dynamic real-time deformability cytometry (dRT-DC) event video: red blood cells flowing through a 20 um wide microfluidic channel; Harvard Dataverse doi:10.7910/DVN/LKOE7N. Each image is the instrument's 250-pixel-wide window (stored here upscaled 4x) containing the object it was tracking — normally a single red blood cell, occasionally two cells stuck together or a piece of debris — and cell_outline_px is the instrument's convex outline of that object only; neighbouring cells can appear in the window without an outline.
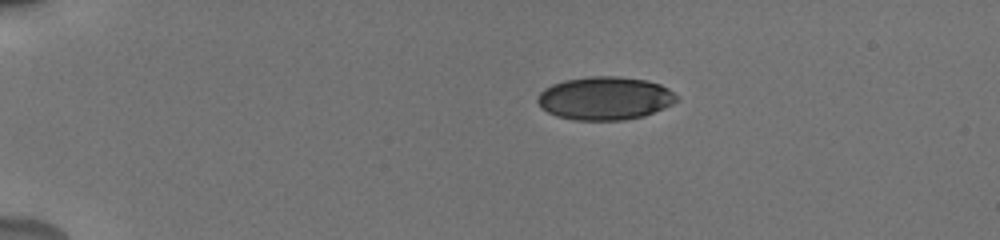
{"species": "human", "species_latin": "Homo sapiens", "temperature_condition": "cold", "stored_images_in_passage": 44, "camera_frame_rate_fps": 3000, "um_per_image_px": 0.085, "donor": {"sex": "male"}, "frame": {"image": 1, "passage_image": 1, "time_ms": 0.0, "image_size_px": [1000, 240], "cell_outline_px": [[680, 100], [664, 108], [644, 116], [624, 120], [572, 120], [556, 116], [540, 108], [536, 100], [536, 96], [544, 88], [552, 84], [564, 80], [592, 76], [616, 76], [648, 80], [660, 84], [668, 88]], "centroid_in_image_um": [51.39, 8.35], "position_along_channel_um": 33.6, "area_um2": 35.32}}
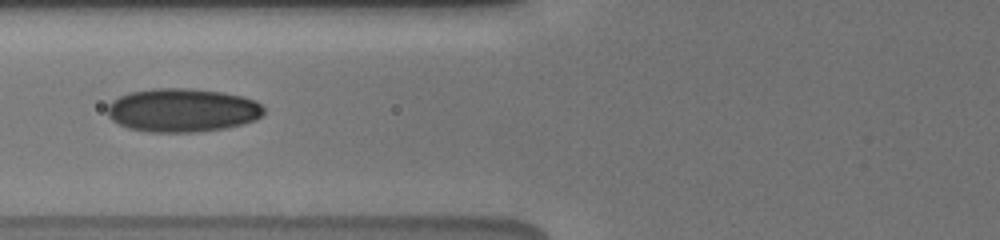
{"frame": {"image": 2, "passage_image": 13, "time_ms": 4.0, "image_size_px": [1000, 240], "cell_outline_px": [[264, 112], [256, 120], [224, 128], [192, 132], [148, 132], [128, 128], [112, 120], [108, 116], [108, 104], [112, 100], [128, 92], [152, 88], [188, 88], [224, 92], [244, 96], [256, 100], [264, 108]], "centroid_in_image_um": [15.49, 9.35], "position_along_channel_um": 110.3, "area_um2": 39.88}}
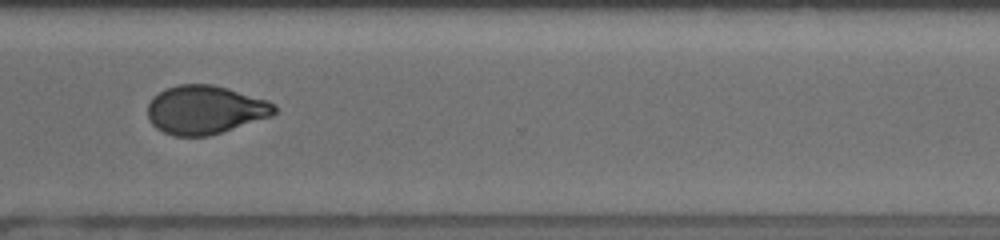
{"frame": {"image": 3, "passage_image": 32, "time_ms": 10.333, "image_size_px": [1000, 240], "cell_outline_px": [[276, 112], [272, 116], [208, 136], [172, 136], [156, 128], [148, 120], [148, 104], [152, 96], [164, 88], [176, 84], [212, 84], [228, 88], [268, 100], [276, 104]], "centroid_in_image_um": [17.41, 9.32], "position_along_channel_um": 353.2, "area_um2": 36.18}, "authors_computed_cell_mechanics": {"area_um2": 36.5296, "velocity_mm_per_s": 3.837, "shape_relaxation_time_tau1_ms": 7.5014, "shape_relaxation_time_tau2_ms": 1.7622, "deformation_change_tau1": 0.1782, "deformation_change_tau2": 0.0601}}